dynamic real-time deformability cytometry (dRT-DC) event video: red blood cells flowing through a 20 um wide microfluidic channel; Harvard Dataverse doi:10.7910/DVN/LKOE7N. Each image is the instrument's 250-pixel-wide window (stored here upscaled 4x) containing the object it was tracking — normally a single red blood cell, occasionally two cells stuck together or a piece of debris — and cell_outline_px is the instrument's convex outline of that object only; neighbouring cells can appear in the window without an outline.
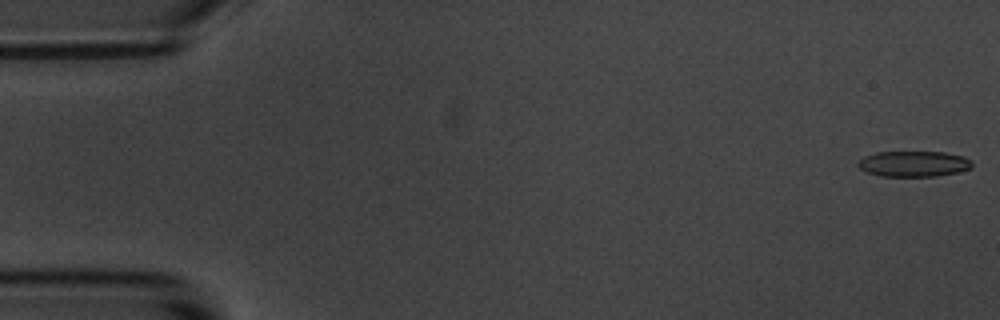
{"species": "common noctule bat (a hibernating species)", "species_latin": "Nyctalus noctula", "temperature_condition": "room temperature", "stored_images_in_passage": 55, "camera_frame_rate_fps": 3000, "um_per_image_px": 0.085, "animal": {"sex": "male", "body_mass_g": 20.1, "forearm_length_mm": 53.5}, "frame": {"image": 1, "passage_image": 1, "time_ms": 0.0, "image_size_px": [1000, 320], "cell_outline_px": [[972, 168], [956, 172], [936, 176], [880, 176], [864, 172], [856, 164], [864, 156], [876, 152], [944, 152], [964, 156], [972, 160]], "centroid_in_image_um": [77.65, 13.92], "position_along_channel_um": 7.3, "area_um2": 17.17}}
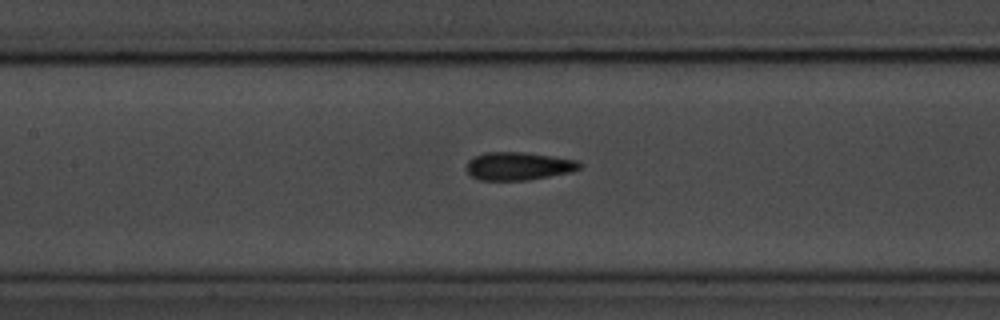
{"frame": {"image": 2, "passage_image": 25, "time_ms": 8.0, "image_size_px": [1000, 320], "cell_outline_px": [[584, 164], [580, 168], [572, 172], [528, 180], [480, 180], [472, 176], [468, 172], [468, 160], [484, 152], [524, 152], [580, 160]], "centroid_in_image_um": [44.14, 14.11], "position_along_channel_um": 163.3, "area_um2": 18.55}}
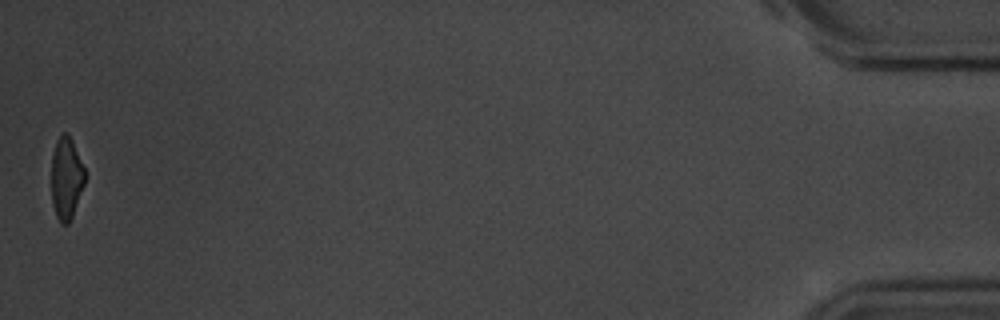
{"frame": {"image": 3, "passage_image": 55, "time_ms": 18.0, "image_size_px": [1000, 320], "cell_outline_px": [[84, 184], [72, 216], [68, 224], [60, 224], [56, 216], [52, 204], [52, 156], [56, 140], [64, 132], [68, 132], [72, 140], [84, 168]], "centroid_in_image_um": [5.62, 15.15], "position_along_channel_um": 429.6, "area_um2": 15.84}, "authors_computed_cell_mechanics": {"area_um2": 18.3226, "velocity_mm_per_s": 3.6263, "shape_relaxation_time_tau1_ms": 3.5331, "shape_relaxation_time_tau2_ms": 1.4115, "deformation_change_tau1": 0.134, "deformation_change_tau2": 0.0852}}